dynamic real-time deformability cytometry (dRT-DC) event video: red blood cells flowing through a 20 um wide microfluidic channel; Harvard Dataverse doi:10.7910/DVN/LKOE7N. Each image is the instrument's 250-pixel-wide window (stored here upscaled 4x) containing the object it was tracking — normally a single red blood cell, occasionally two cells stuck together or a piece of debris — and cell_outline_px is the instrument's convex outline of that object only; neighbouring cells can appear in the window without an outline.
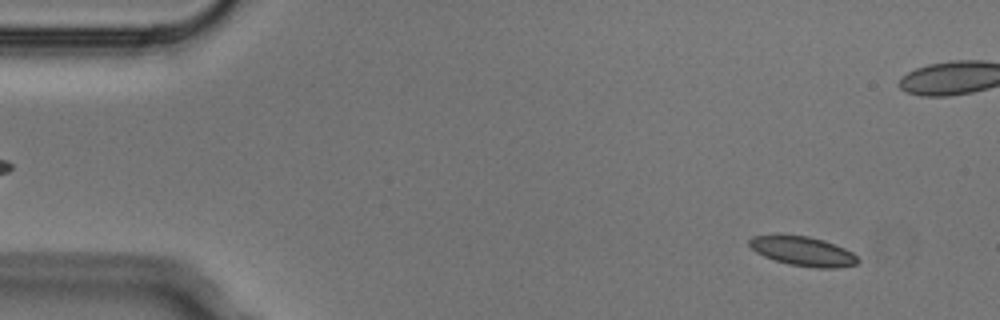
{"species": "Egyptian fruit bat (a non-hibernating species)", "species_latin": "Rousettus aegyptiacus", "temperature_condition": "cold", "stored_images_in_passage": 5, "camera_frame_rate_fps": 3000, "um_per_image_px": 0.085, "animal": {"sex": "male"}, "frame": {"image": 1, "passage_image": 1, "time_ms": 0.0, "image_size_px": [1000, 320], "cell_outline_px": [[860, 260], [856, 264], [836, 268], [816, 268], [788, 264], [764, 256], [756, 252], [748, 244], [748, 240], [752, 236], [808, 236], [824, 240], [844, 248], [852, 252]], "centroid_in_image_um": [68.27, 21.37], "position_along_channel_um": 16.7, "area_um2": 18.26}}
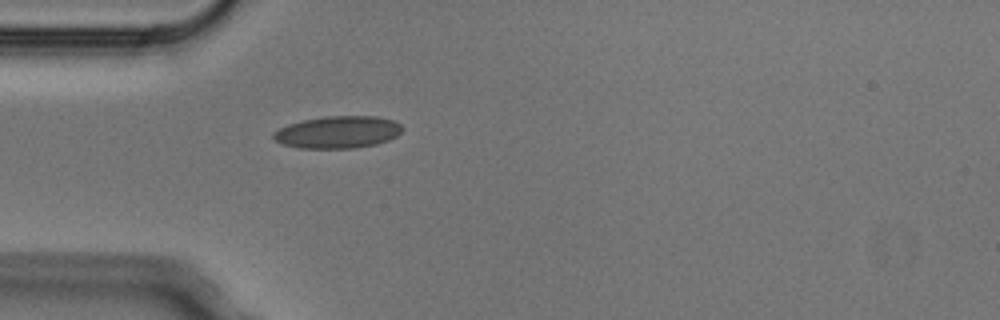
{"frame": {"image": 2, "passage_image": 5, "time_ms": 1.333, "image_size_px": [1000, 320], "cell_outline_px": [[404, 128], [396, 136], [388, 140], [376, 144], [356, 148], [300, 148], [284, 144], [276, 140], [272, 136], [272, 132], [288, 124], [304, 120], [324, 116], [376, 116], [392, 120], [400, 124]], "centroid_in_image_um": [28.72, 11.23], "position_along_channel_um": 56.3, "area_um2": 24.1}}